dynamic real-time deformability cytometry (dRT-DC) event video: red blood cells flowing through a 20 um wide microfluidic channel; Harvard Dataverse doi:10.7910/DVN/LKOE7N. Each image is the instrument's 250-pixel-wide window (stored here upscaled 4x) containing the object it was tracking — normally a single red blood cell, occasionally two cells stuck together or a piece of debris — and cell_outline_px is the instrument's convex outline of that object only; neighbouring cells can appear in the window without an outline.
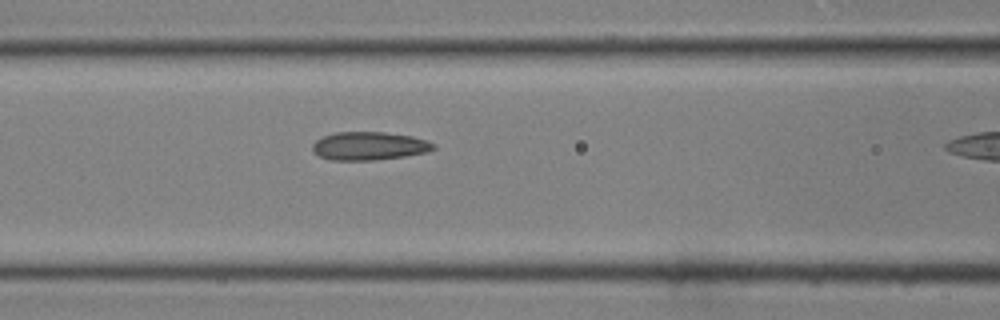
{"species": "common noctule bat (a hibernating species)", "species_latin": "Nyctalus noctula", "temperature_condition": "room temperature", "stored_images_in_passage": 10, "camera_frame_rate_fps": 3000, "um_per_image_px": 0.085, "animal": {"sex": "male", "body_mass_g": 19.0, "forearm_length_mm": 50.8}, "frame": {"image": 1, "passage_image": 9, "time_ms": 2.667, "image_size_px": [1000, 320], "cell_outline_px": [[436, 148], [424, 152], [404, 156], [376, 160], [332, 160], [320, 156], [312, 148], [312, 144], [316, 140], [324, 136], [336, 132], [384, 132], [412, 136], [436, 144]], "centroid_in_image_um": [31.37, 12.4], "position_along_channel_um": 135.2, "area_um2": 19.71}}